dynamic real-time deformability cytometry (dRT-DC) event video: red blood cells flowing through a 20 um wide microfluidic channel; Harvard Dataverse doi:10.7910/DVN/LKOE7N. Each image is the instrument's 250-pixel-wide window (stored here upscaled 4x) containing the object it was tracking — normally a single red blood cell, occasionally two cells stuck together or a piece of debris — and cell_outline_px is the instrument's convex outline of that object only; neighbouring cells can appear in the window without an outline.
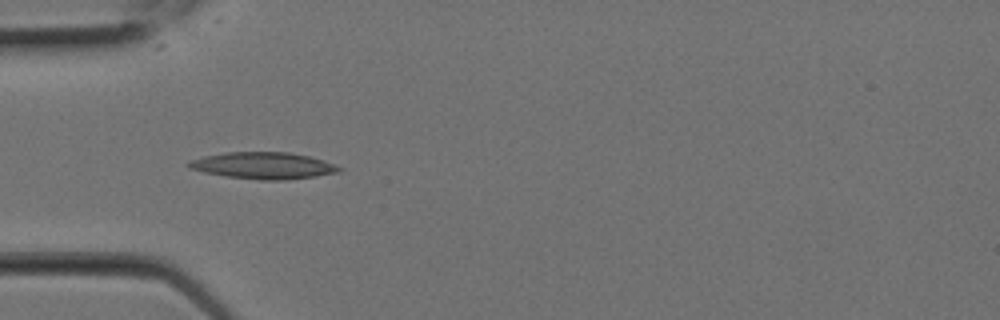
{"species": "Egyptian fruit bat (a non-hibernating species)", "species_latin": "Rousettus aegyptiacus", "temperature_condition": "room temperature", "stored_images_in_passage": 7, "camera_frame_rate_fps": 3000, "um_per_image_px": 0.085, "animal": {"sex": "female"}, "frame": {"image": 1, "passage_image": 6, "time_ms": 1.667, "image_size_px": [1000, 320], "cell_outline_px": [[344, 168], [340, 172], [316, 176], [284, 180], [260, 180], [224, 176], [204, 172], [188, 168], [184, 164], [192, 160], [204, 156], [228, 152], [288, 152], [308, 156], [324, 160]], "centroid_in_image_um": [22.39, 14.08], "position_along_channel_um": 62.6, "area_um2": 23.47}}